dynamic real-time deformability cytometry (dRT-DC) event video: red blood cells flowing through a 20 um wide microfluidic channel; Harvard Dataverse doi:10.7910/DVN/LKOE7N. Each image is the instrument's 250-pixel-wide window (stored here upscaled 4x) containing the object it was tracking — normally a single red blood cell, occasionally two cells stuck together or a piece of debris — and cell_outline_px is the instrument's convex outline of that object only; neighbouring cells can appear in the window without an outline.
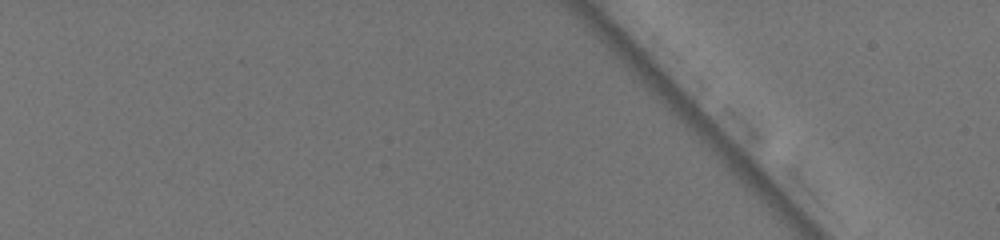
{"species": "common noctule bat (a hibernating species)", "species_latin": "Nyctalus noctula", "temperature_condition": "warm", "stored_images_in_passage": 3, "segment_of_instrument_passage": [1, 2], "camera_frame_rate_fps": 3000, "um_per_image_px": 0.085, "animal": {"sex": "female", "body_mass_g": 19.5, "forearm_length_mm": 54.1}, "frame": {"image": 1, "passage_image": 2, "time_ms": 0.333, "image_size_px": [1000, 240], "cell_outline_px": [[940, 80], [928, 120], [920, 136], [916, 136], [872, 92], [872, 84], [884, 60], [892, 48], [896, 44], [900, 44], [916, 56]], "centroid_in_image_um": [77.05, 7.49], "position_along_channel_um": 7.9, "area_um2": 26.7}}